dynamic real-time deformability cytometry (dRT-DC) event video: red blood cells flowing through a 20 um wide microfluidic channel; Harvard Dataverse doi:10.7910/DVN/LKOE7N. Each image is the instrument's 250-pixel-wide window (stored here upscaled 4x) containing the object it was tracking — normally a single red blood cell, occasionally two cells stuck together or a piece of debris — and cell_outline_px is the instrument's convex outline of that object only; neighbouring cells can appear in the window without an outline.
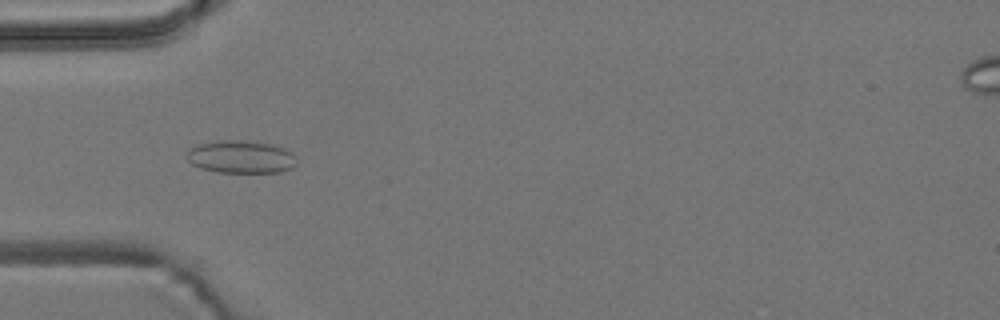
{"species": "common noctule bat (a hibernating species)", "species_latin": "Nyctalus noctula", "temperature_condition": "room temperature", "stored_images_in_passage": 5, "camera_frame_rate_fps": 3000, "um_per_image_px": 0.085, "animal": {"sex": "male", "body_mass_g": 19.2, "forearm_length_mm": 51.8}, "frame": {"image": 1, "passage_image": 2, "time_ms": 0.333, "image_size_px": [1000, 320], "cell_outline_px": [[296, 164], [292, 168], [280, 172], [216, 172], [200, 168], [192, 164], [188, 160], [188, 152], [192, 148], [200, 144], [228, 140], [236, 140], [272, 144], [284, 148], [292, 152], [296, 156]], "centroid_in_image_um": [20.53, 13.35], "position_along_channel_um": 64.5, "area_um2": 20.69}}
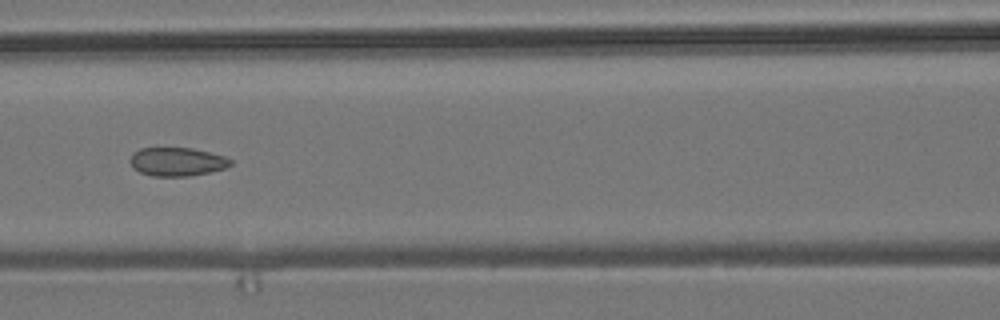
{"frame": {"image": 2, "passage_image": 4, "time_ms": 1.0, "image_size_px": [1000, 320], "cell_outline_px": [[232, 164], [224, 168], [208, 172], [188, 176], [152, 176], [140, 172], [132, 168], [128, 160], [132, 152], [140, 148], [192, 148], [224, 156], [232, 160]], "centroid_in_image_um": [14.98, 13.74], "position_along_channel_um": 151.6, "area_um2": 16.76}}
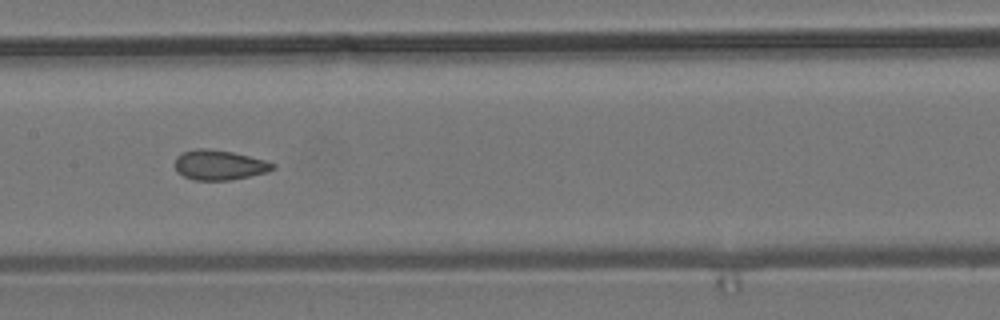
{"frame": {"image": 3, "passage_image": 5, "time_ms": 1.333, "image_size_px": [1000, 320], "cell_outline_px": [[276, 168], [268, 172], [228, 180], [192, 180], [184, 176], [172, 164], [176, 156], [180, 152], [192, 148], [208, 148], [232, 152], [264, 160], [276, 164]], "centroid_in_image_um": [18.59, 14.01], "position_along_channel_um": 188.8, "area_um2": 17.22}}